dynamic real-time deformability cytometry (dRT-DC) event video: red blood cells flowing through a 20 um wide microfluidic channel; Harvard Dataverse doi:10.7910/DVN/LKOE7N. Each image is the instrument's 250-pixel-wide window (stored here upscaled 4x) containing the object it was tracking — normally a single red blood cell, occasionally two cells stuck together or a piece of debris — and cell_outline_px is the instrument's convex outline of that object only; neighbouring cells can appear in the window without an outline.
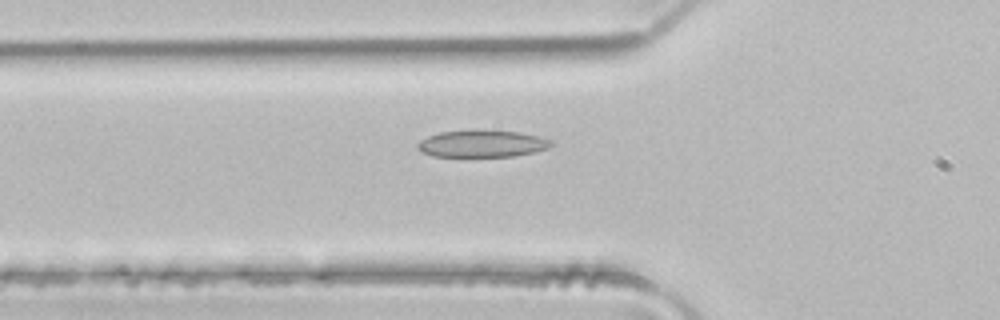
{"species": "common noctule bat (a hibernating species)", "species_latin": "Nyctalus noctula", "temperature_condition": "room temperature", "stored_images_in_passage": 49, "camera_frame_rate_fps": 3000, "um_per_image_px": 0.085, "animal": {"sex": "male", "body_mass_g": 21.5, "forearm_length_mm": 52.0}, "frame": {"image": 1, "passage_image": 17, "time_ms": 5.333, "image_size_px": [1000, 320], "cell_outline_px": [[552, 144], [548, 148], [532, 152], [512, 156], [432, 156], [416, 148], [416, 144], [420, 140], [428, 136], [440, 132], [520, 132], [540, 136], [552, 140]], "centroid_in_image_um": [40.97, 12.24], "position_along_channel_um": 84.8, "area_um2": 20.23}}
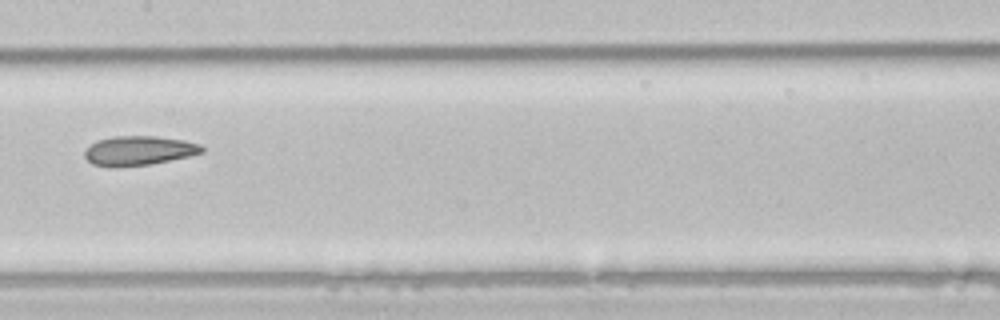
{"frame": {"image": 2, "passage_image": 25, "time_ms": 8.0, "image_size_px": [1000, 320], "cell_outline_px": [[204, 152], [188, 156], [152, 164], [116, 168], [112, 168], [92, 164], [84, 156], [84, 152], [96, 140], [112, 136], [156, 136], [184, 140], [200, 144], [204, 148]], "centroid_in_image_um": [11.78, 12.81], "position_along_channel_um": 195.6, "area_um2": 20.29}}
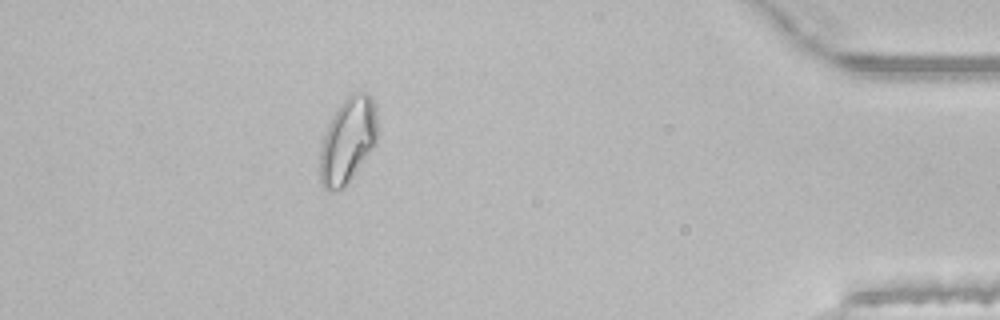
{"frame": {"image": 3, "passage_image": 44, "time_ms": 14.333, "image_size_px": [1000, 320], "cell_outline_px": [[376, 144], [344, 188], [336, 192], [328, 192], [324, 188], [320, 180], [320, 148], [328, 124], [332, 116], [340, 104], [348, 96], [364, 92], [372, 96], [376, 104]], "centroid_in_image_um": [29.55, 11.97], "position_along_channel_um": 405.6, "area_um2": 28.61}, "authors_computed_cell_mechanics": {"area_um2": 22.7154, "velocity_mm_per_s": 4.1203, "shape_relaxation_time_tau1_ms": 8.7116, "shape_relaxation_time_tau2_ms": 2.5473, "deformation_change_tau1": 0.196, "deformation_change_tau2": 0.1024}}